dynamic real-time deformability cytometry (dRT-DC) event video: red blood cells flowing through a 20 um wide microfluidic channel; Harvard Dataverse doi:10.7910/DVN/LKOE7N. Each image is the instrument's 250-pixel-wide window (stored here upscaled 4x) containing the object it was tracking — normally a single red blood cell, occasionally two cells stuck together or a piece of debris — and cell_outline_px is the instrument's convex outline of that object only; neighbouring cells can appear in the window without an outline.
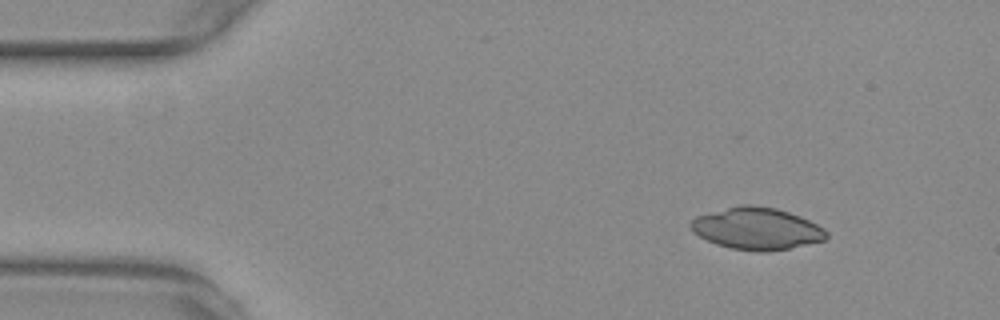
{"species": "common noctule bat (a hibernating species)", "species_latin": "Nyctalus noctula", "temperature_condition": "warm", "stored_images_in_passage": 54, "camera_frame_rate_fps": 3000, "um_per_image_px": 0.085, "animal": {"sex": "female", "body_mass_g": 29.2, "forearm_length_mm": 56.3}, "frame": {"image": 1, "passage_image": 6, "time_ms": 1.667, "image_size_px": [1000, 320], "cell_outline_px": [[828, 236], [824, 240], [788, 248], [768, 252], [756, 252], [732, 248], [716, 244], [692, 232], [688, 224], [696, 216], [740, 204], [752, 204], [776, 208], [800, 216], [824, 228], [828, 232]], "centroid_in_image_um": [64.31, 19.42], "position_along_channel_um": 20.7, "area_um2": 33.18}}